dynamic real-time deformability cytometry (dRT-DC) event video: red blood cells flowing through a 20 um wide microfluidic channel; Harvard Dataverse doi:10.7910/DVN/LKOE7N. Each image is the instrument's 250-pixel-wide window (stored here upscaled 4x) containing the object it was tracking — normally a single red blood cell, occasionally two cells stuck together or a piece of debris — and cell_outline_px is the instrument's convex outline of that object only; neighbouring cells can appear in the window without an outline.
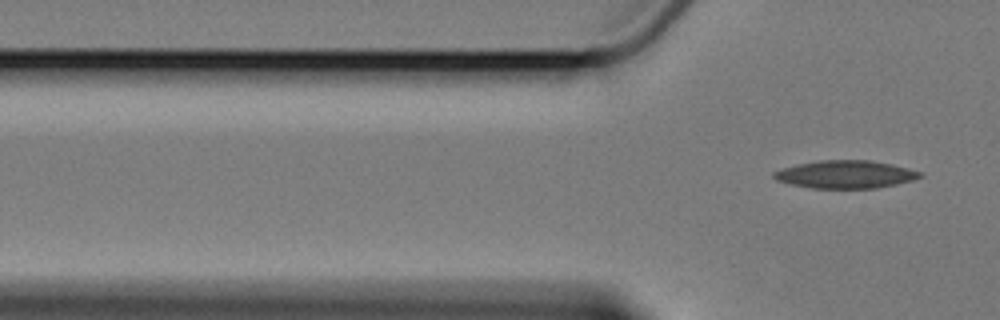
{"species": "Egyptian fruit bat (a non-hibernating species)", "species_latin": "Rousettus aegyptiacus", "temperature_condition": "cold", "stored_images_in_passage": 4, "camera_frame_rate_fps": 3000, "um_per_image_px": 0.085, "animal": {"sex": "female"}, "frame": {"image": 1, "passage_image": 4, "time_ms": 3.667, "image_size_px": [1000, 320], "cell_outline_px": [[924, 176], [912, 180], [896, 184], [876, 188], [812, 188], [792, 184], [776, 180], [772, 176], [772, 172], [784, 168], [800, 164], [820, 160], [872, 160], [892, 164], [924, 172]], "centroid_in_image_um": [71.91, 14.82], "position_along_channel_um": 53.9, "area_um2": 23.64}}